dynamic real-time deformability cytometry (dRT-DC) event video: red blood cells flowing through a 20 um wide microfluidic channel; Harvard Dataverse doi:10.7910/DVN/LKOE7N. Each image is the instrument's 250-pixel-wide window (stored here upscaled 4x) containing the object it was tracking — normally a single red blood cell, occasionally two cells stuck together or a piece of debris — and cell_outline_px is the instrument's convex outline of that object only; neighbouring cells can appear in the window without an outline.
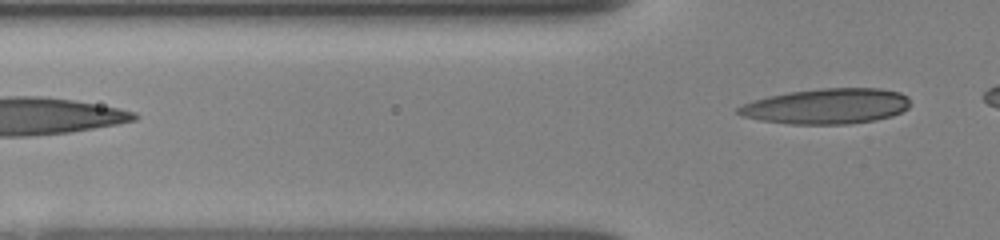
{"species": "human", "species_latin": "Homo sapiens", "temperature_condition": "room temperature", "stored_images_in_passage": 4, "camera_frame_rate_fps": 3000, "um_per_image_px": 0.085, "donor": {"sex": "female"}, "frame": {"image": 1, "passage_image": 4, "time_ms": 3.667, "image_size_px": [1000, 240], "cell_outline_px": [[912, 104], [908, 108], [892, 116], [876, 120], [848, 124], [788, 124], [760, 120], [740, 116], [736, 112], [736, 108], [752, 100], [768, 96], [788, 92], [820, 88], [880, 88], [900, 92], [908, 96]], "centroid_in_image_um": [70.28, 9.03], "position_along_channel_um": 55.5, "area_um2": 35.89}}